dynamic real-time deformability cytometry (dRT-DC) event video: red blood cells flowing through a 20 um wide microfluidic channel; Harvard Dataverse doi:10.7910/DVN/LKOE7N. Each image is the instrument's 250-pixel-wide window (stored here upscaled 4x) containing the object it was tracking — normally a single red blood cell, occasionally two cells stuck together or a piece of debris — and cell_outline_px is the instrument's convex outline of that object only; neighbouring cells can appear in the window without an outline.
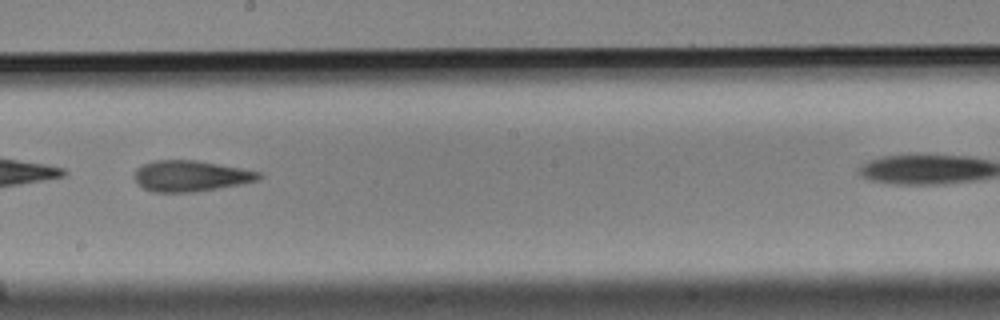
{"species": "Egyptian fruit bat (a non-hibernating species)", "species_latin": "Rousettus aegyptiacus", "temperature_condition": "cold", "stored_images_in_passage": 35, "camera_frame_rate_fps": 3000, "um_per_image_px": 0.085, "animal": {"sex": "male"}, "frame": {"image": 1, "passage_image": 20, "time_ms": 6.333, "image_size_px": [1000, 320], "cell_outline_px": [[264, 176], [256, 180], [240, 184], [196, 192], [152, 192], [144, 188], [136, 180], [136, 168], [144, 164], [156, 160], [196, 160], [240, 168], [260, 172]], "centroid_in_image_um": [16.22, 14.96], "position_along_channel_um": 232.0, "area_um2": 22.14}}